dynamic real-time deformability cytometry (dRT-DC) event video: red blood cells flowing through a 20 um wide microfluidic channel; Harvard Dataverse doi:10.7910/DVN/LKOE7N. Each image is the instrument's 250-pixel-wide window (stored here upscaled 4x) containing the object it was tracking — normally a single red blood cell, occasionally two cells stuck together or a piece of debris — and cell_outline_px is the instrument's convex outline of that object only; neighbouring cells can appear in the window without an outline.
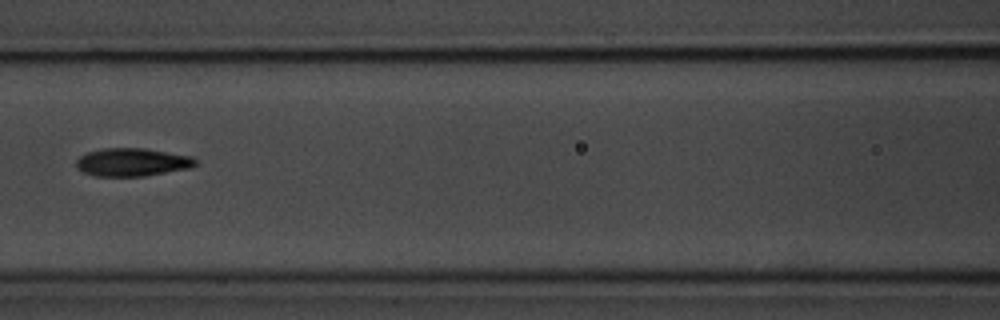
{"species": "common noctule bat (a hibernating species)", "species_latin": "Nyctalus noctula", "temperature_condition": "room temperature", "stored_images_in_passage": 7, "camera_frame_rate_fps": 3000, "um_per_image_px": 0.085, "animal": {"sex": "male", "body_mass_g": 20.1, "forearm_length_mm": 53.5}, "frame": {"image": 1, "passage_image": 7, "time_ms": 6.667, "image_size_px": [1000, 320], "cell_outline_px": [[196, 164], [192, 168], [144, 176], [96, 176], [84, 172], [76, 168], [76, 160], [80, 156], [88, 152], [104, 148], [144, 148], [192, 156], [196, 160]], "centroid_in_image_um": [11.25, 13.78], "position_along_channel_um": 155.4, "area_um2": 19.54}}